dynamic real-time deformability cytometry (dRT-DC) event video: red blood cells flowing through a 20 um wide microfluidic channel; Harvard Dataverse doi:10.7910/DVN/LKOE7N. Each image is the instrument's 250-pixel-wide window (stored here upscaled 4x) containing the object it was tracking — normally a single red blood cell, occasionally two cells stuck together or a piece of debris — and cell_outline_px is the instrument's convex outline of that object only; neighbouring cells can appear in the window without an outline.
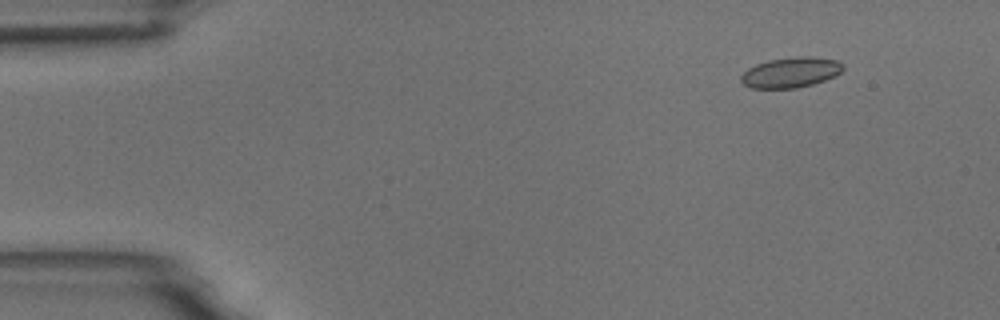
{"species": "common noctule bat (a hibernating species)", "species_latin": "Nyctalus noctula", "temperature_condition": "room temperature", "stored_images_in_passage": 5, "camera_frame_rate_fps": 3000, "um_per_image_px": 0.085, "animal": {"sex": "male", "body_mass_g": 18.8}, "frame": {"image": 1, "passage_image": 2, "time_ms": 1.333, "image_size_px": [1000, 320], "cell_outline_px": [[844, 68], [836, 76], [812, 84], [796, 88], [752, 88], [744, 84], [740, 80], [740, 76], [748, 68], [756, 64], [768, 60], [800, 56], [812, 56], [840, 60], [844, 64]], "centroid_in_image_um": [67.25, 6.14], "position_along_channel_um": 17.8, "area_um2": 18.15}}
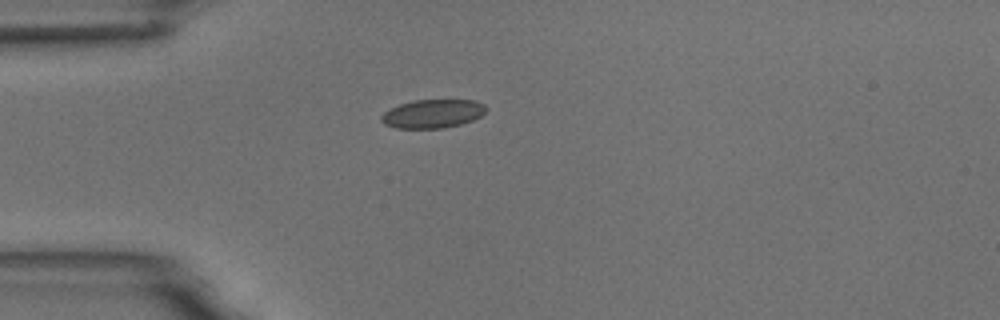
{"frame": {"image": 2, "passage_image": 4, "time_ms": 4.333, "image_size_px": [1000, 320], "cell_outline_px": [[488, 108], [480, 116], [472, 120], [460, 124], [444, 128], [396, 128], [384, 124], [380, 120], [380, 116], [384, 112], [400, 104], [412, 100], [476, 100], [484, 104]], "centroid_in_image_um": [36.77, 9.66], "position_along_channel_um": 48.2, "area_um2": 17.46}}